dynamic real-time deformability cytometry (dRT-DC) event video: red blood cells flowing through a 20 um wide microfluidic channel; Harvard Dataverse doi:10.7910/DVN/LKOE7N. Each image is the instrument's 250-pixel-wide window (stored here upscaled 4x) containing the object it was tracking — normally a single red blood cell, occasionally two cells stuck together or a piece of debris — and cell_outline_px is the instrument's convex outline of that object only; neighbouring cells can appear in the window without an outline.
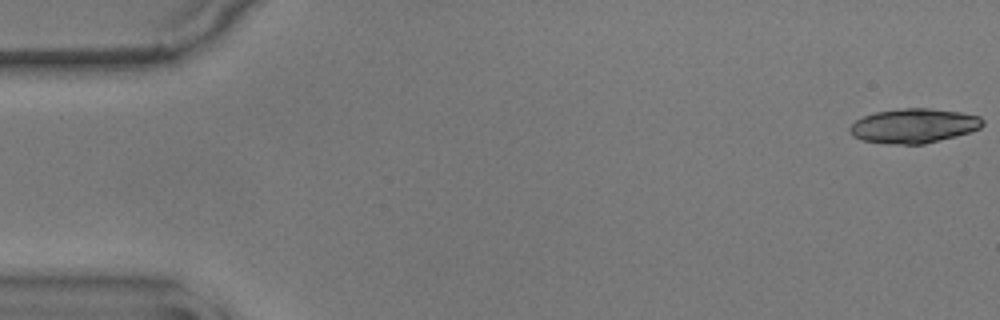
{"species": "common noctule bat (a hibernating species)", "species_latin": "Nyctalus noctula", "temperature_condition": "warm", "stored_images_in_passage": 39, "camera_frame_rate_fps": 3000, "um_per_image_px": 0.085, "animal": {"sex": "male", "body_mass_g": 17.9}, "frame": {"image": 1, "passage_image": 1, "time_ms": 0.0, "image_size_px": [1000, 320], "cell_outline_px": [[984, 124], [980, 128], [968, 132], [924, 144], [888, 144], [860, 140], [852, 136], [848, 132], [848, 128], [856, 120], [864, 116], [876, 112], [904, 108], [928, 108], [960, 112], [980, 116], [984, 120]], "centroid_in_image_um": [77.63, 10.69], "position_along_channel_um": 7.4, "area_um2": 26.65}}